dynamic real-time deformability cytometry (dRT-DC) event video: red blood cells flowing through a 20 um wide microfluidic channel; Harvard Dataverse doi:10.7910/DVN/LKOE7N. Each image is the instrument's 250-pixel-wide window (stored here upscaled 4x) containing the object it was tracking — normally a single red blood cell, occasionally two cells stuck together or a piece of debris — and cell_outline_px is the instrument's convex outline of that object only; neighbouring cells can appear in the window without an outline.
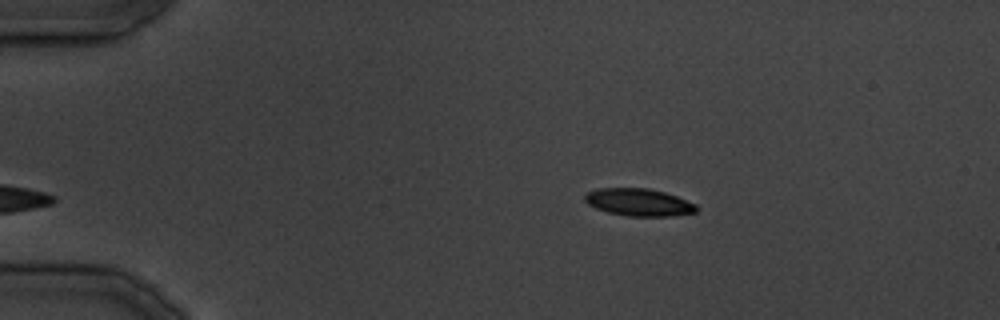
{"species": "common noctule bat (a hibernating species)", "species_latin": "Nyctalus noctula", "temperature_condition": "cold", "stored_images_in_passage": 8, "camera_frame_rate_fps": 3000, "um_per_image_px": 0.085, "animal": {"sex": "male", "body_mass_g": 19.5, "forearm_length_mm": 54.6}, "frame": {"image": 1, "passage_image": 1, "time_ms": 0.0, "image_size_px": [1000, 320], "cell_outline_px": [[696, 212], [672, 216], [628, 216], [608, 212], [596, 208], [588, 204], [584, 200], [584, 196], [588, 192], [596, 188], [648, 188], [664, 192], [676, 196], [696, 204]], "centroid_in_image_um": [54.27, 17.19], "position_along_channel_um": 30.7, "area_um2": 17.74}}
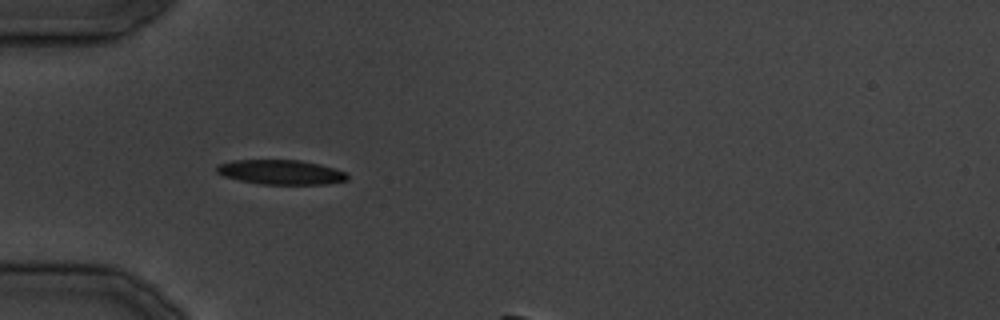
{"frame": {"image": 2, "passage_image": 5, "time_ms": 5.667, "image_size_px": [1000, 320], "cell_outline_px": [[348, 180], [324, 184], [260, 184], [240, 180], [224, 176], [216, 172], [216, 164], [232, 160], [300, 160], [320, 164], [348, 172]], "centroid_in_image_um": [23.87, 14.62], "position_along_channel_um": 61.1, "area_um2": 18.84}}